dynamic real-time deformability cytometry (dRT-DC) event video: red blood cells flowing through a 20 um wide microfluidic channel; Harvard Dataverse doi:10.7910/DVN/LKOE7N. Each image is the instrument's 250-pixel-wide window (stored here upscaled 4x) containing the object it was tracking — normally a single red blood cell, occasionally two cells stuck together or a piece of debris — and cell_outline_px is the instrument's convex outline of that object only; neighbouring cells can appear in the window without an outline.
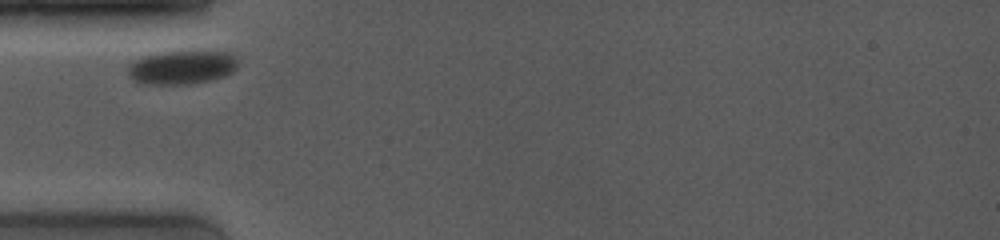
{"species": "common noctule bat (a hibernating species)", "species_latin": "Nyctalus noctula", "temperature_condition": "room temperature", "stored_images_in_passage": 3, "camera_frame_rate_fps": 4000, "um_per_image_px": 0.085, "animal": {"sex": "female", "body_mass_g": 19.0, "forearm_length_mm": 53.3}, "frame": {"image": 1, "passage_image": 1, "time_ms": 0.0, "image_size_px": [1000, 240], "cell_outline_px": [[236, 68], [232, 72], [224, 76], [212, 80], [188, 84], [144, 84], [132, 80], [128, 76], [128, 64], [144, 56], [160, 52], [228, 52], [236, 56]], "centroid_in_image_um": [15.42, 5.74], "position_along_channel_um": 69.6, "area_um2": 21.5}}
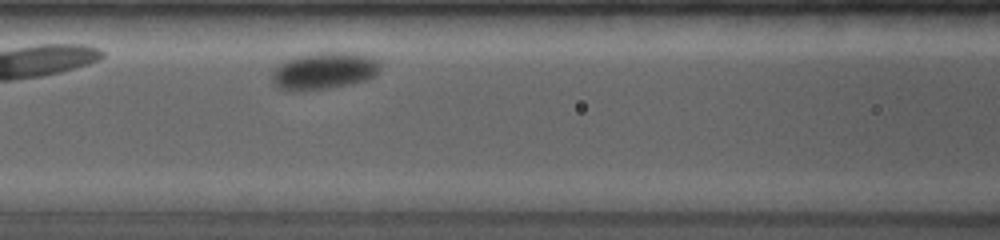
{"frame": {"image": 2, "passage_image": 3, "time_ms": 2.0, "image_size_px": [1000, 240], "cell_outline_px": [[380, 68], [368, 80], [352, 84], [328, 88], [296, 92], [288, 92], [276, 88], [272, 80], [272, 76], [276, 68], [280, 64], [296, 56], [320, 52], [364, 52], [380, 60]], "centroid_in_image_um": [27.58, 6.02], "position_along_channel_um": 139.0, "area_um2": 23.87}}